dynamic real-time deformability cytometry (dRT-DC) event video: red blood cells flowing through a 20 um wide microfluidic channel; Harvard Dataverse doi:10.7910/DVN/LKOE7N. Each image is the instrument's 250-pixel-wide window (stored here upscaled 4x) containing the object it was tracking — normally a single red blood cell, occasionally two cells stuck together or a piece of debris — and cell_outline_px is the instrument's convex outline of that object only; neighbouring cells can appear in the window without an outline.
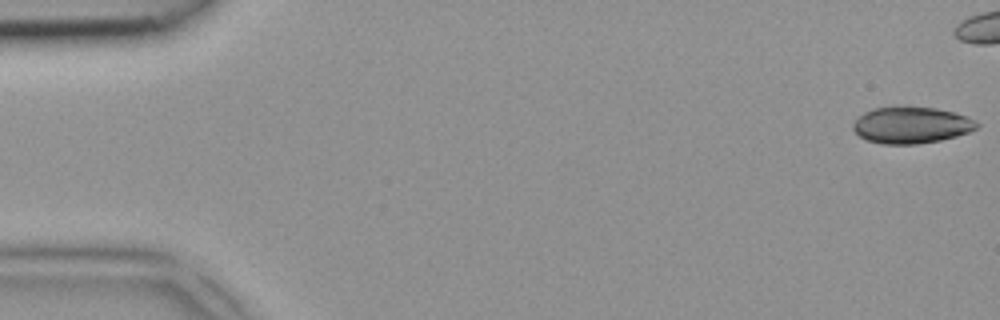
{"species": "common noctule bat (a hibernating species)", "species_latin": "Nyctalus noctula", "temperature_condition": "room temperature", "stored_images_in_passage": 3, "camera_frame_rate_fps": 3000, "um_per_image_px": 0.085, "animal": {"sex": "female", "body_mass_g": 18.4}, "frame": {"image": 1, "passage_image": 1, "time_ms": 0.0, "image_size_px": [1000, 320], "cell_outline_px": [[980, 124], [976, 128], [968, 132], [956, 136], [940, 140], [916, 144], [880, 144], [868, 140], [860, 136], [852, 128], [852, 124], [864, 112], [872, 108], [896, 104], [904, 104], [936, 108], [968, 116]], "centroid_in_image_um": [77.43, 10.59], "position_along_channel_um": 7.6, "area_um2": 26.93}}